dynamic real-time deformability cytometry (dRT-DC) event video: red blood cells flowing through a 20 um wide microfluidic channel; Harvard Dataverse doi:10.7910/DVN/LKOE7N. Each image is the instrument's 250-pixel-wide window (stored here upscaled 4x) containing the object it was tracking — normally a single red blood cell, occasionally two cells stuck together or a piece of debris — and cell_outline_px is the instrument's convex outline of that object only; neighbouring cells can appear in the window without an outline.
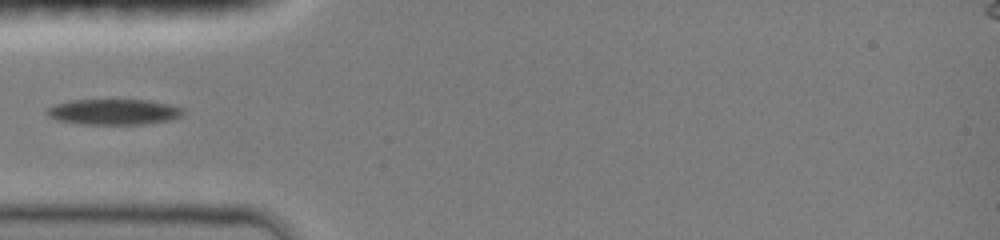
{"species": "common noctule bat (a hibernating species)", "species_latin": "Nyctalus noctula", "temperature_condition": "room temperature", "stored_images_in_passage": 34, "camera_frame_rate_fps": 3000, "um_per_image_px": 0.085, "animal": {"sex": "female", "body_mass_g": 19.0, "forearm_length_mm": 51.5}, "frame": {"image": 1, "passage_image": 1, "time_ms": 0.0, "image_size_px": [1000, 240], "cell_outline_px": [[184, 112], [180, 116], [172, 120], [144, 124], [84, 124], [56, 120], [48, 116], [44, 112], [52, 104], [72, 100], [152, 100], [184, 108]], "centroid_in_image_um": [9.66, 9.51], "position_along_channel_um": 75.3, "area_um2": 20.52}}
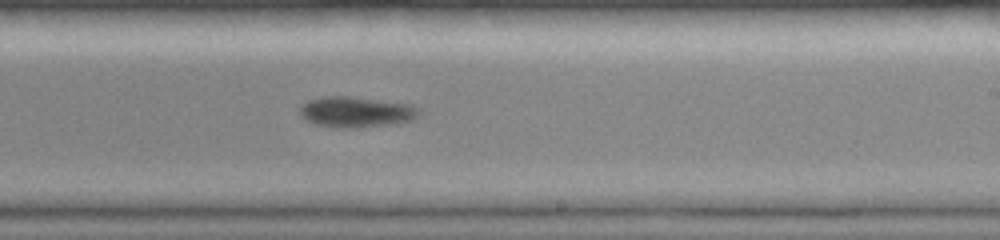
{"frame": {"image": 2, "passage_image": 15, "time_ms": 4.667, "image_size_px": [1000, 240], "cell_outline_px": [[420, 112], [412, 120], [384, 124], [340, 128], [316, 124], [300, 116], [300, 104], [308, 100], [324, 96], [348, 96], [412, 104], [420, 108]], "centroid_in_image_um": [30.23, 9.48], "position_along_channel_um": 258.8, "area_um2": 20.92}}
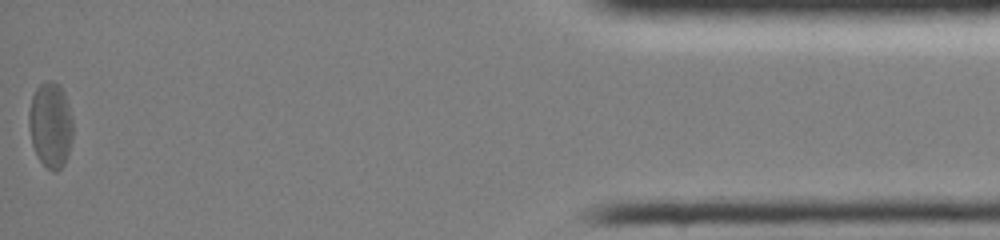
{"frame": {"image": 3, "passage_image": 34, "time_ms": 11.0, "image_size_px": [1000, 240], "cell_outline_px": [[72, 140], [64, 164], [56, 172], [52, 172], [40, 160], [32, 144], [28, 124], [28, 112], [32, 96], [36, 88], [40, 84], [48, 80], [52, 80], [60, 84], [64, 92], [72, 116]], "centroid_in_image_um": [4.29, 10.59], "position_along_channel_um": 430.9, "area_um2": 22.02}}